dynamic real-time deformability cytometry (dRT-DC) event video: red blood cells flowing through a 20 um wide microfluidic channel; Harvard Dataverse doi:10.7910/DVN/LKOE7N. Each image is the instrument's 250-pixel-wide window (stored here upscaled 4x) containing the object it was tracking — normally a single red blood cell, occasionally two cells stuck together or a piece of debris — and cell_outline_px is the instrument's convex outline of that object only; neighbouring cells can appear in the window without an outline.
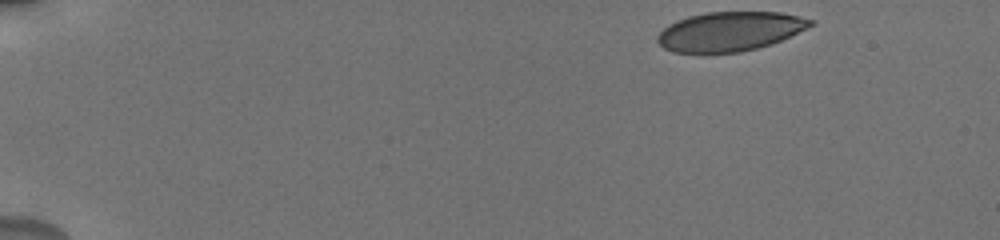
{"species": "human", "species_latin": "Homo sapiens", "temperature_condition": "cold", "stored_images_in_passage": 41, "camera_frame_rate_fps": 3000, "um_per_image_px": 0.085, "donor": {"sex": "male"}, "frame": {"image": 1, "passage_image": 1, "time_ms": 0.0, "image_size_px": [1000, 240], "cell_outline_px": [[816, 24], [772, 44], [740, 52], [704, 56], [672, 52], [664, 48], [656, 40], [656, 36], [668, 24], [676, 20], [688, 16], [704, 12], [780, 12], [800, 16], [816, 20]], "centroid_in_image_um": [61.99, 2.7], "position_along_channel_um": 23.0, "area_um2": 36.13}}
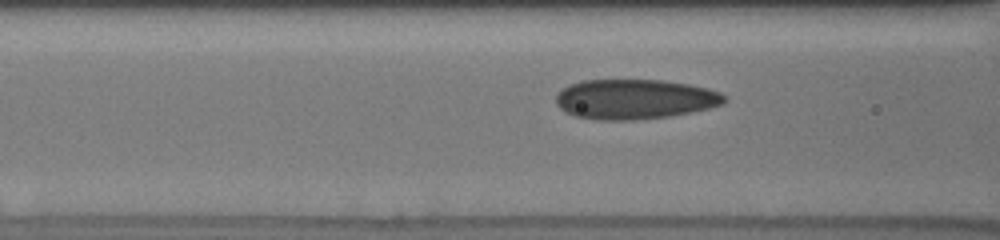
{"frame": {"image": 2, "passage_image": 18, "time_ms": 5.667, "image_size_px": [1000, 240], "cell_outline_px": [[728, 100], [724, 104], [708, 108], [668, 116], [632, 120], [600, 120], [576, 116], [560, 108], [556, 104], [556, 96], [568, 84], [584, 80], [660, 80], [688, 84], [708, 88], [720, 92]], "centroid_in_image_um": [53.96, 8.42], "position_along_channel_um": 112.6, "area_um2": 38.9}}
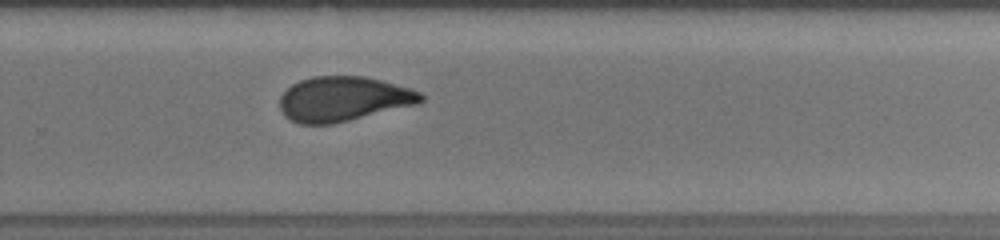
{"frame": {"image": 3, "passage_image": 32, "time_ms": 10.667, "image_size_px": [1000, 240], "cell_outline_px": [[424, 100], [416, 104], [332, 124], [300, 124], [288, 120], [284, 116], [280, 108], [280, 96], [292, 84], [300, 80], [312, 76], [364, 76], [380, 80], [424, 92]], "centroid_in_image_um": [29.16, 8.41], "position_along_channel_um": 300.6, "area_um2": 36.76}, "authors_computed_cell_mechanics": {"area_um2": 37.57, "velocity_mm_per_s": 3.7615, "shape_relaxation_time_tau1_ms": 6.1473, "shape_relaxation_time_tau2_ms": 1.0932, "deformation_change_tau1": 0.1563, "deformation_change_tau2": 0.0669}}